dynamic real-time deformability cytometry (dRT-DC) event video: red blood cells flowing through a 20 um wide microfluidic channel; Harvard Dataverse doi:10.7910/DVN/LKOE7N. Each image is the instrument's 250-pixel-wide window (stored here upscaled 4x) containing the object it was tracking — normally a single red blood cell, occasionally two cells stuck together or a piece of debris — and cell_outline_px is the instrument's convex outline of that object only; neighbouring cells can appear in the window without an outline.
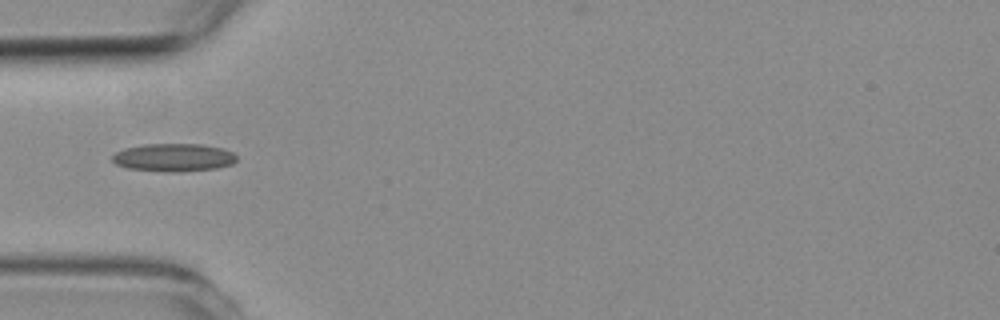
{"species": "common noctule bat (a hibernating species)", "species_latin": "Nyctalus noctula", "temperature_condition": "room temperature", "stored_images_in_passage": 5, "camera_frame_rate_fps": 3000, "um_per_image_px": 0.085, "animal": {"sex": "female", "body_mass_g": 19.3, "forearm_length_mm": 54.1}, "frame": {"image": 1, "passage_image": 4, "time_ms": 3.333, "image_size_px": [1000, 320], "cell_outline_px": [[236, 160], [232, 164], [216, 168], [168, 172], [128, 168], [116, 164], [112, 160], [112, 156], [116, 152], [124, 148], [144, 144], [200, 144], [224, 148], [232, 152], [236, 156]], "centroid_in_image_um": [14.75, 13.37], "position_along_channel_um": 70.2, "area_um2": 20.11}}